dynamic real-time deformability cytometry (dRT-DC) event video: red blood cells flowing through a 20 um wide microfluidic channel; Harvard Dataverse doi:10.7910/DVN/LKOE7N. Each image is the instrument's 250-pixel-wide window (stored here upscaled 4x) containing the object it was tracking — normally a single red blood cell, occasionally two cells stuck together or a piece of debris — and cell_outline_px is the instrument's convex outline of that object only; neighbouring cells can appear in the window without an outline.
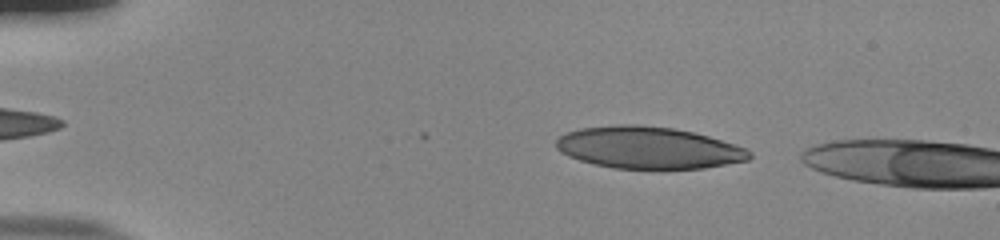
{"species": "human", "species_latin": "Homo sapiens", "temperature_condition": "room temperature", "stored_images_in_passage": 45, "camera_frame_rate_fps": 3000, "um_per_image_px": 0.085, "donor": {"sex": "male"}, "frame": {"image": 1, "passage_image": 3, "time_ms": 0.667, "image_size_px": [1000, 240], "cell_outline_px": [[752, 156], [748, 160], [704, 168], [612, 168], [580, 160], [568, 156], [560, 152], [556, 148], [556, 140], [560, 136], [568, 132], [584, 128], [620, 124], [636, 124], [672, 128], [692, 132], [708, 136], [744, 148], [752, 152]], "centroid_in_image_um": [55.1, 12.55], "position_along_channel_um": 29.9, "area_um2": 46.7}}
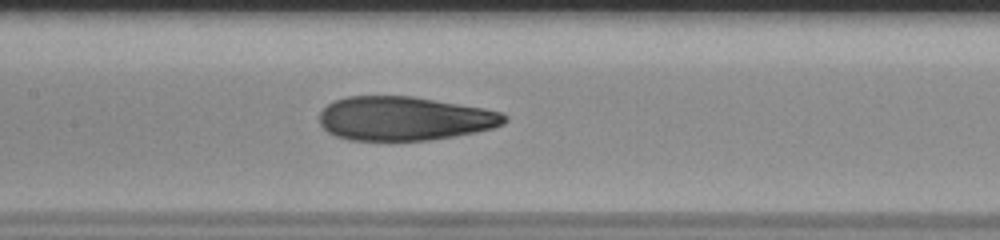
{"frame": {"image": 2, "passage_image": 20, "time_ms": 6.333, "image_size_px": [1000, 240], "cell_outline_px": [[508, 120], [504, 124], [492, 128], [476, 132], [456, 136], [428, 140], [348, 140], [336, 136], [328, 132], [320, 124], [320, 112], [328, 104], [336, 100], [348, 96], [412, 96], [484, 108], [500, 112], [508, 116]], "centroid_in_image_um": [34.39, 10.07], "position_along_channel_um": 173.0, "area_um2": 47.4}}
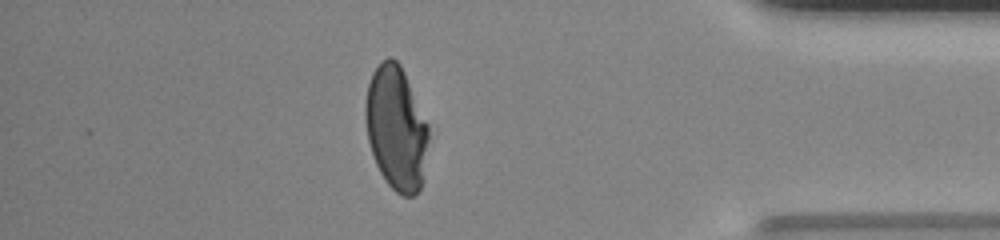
{"frame": {"image": 3, "passage_image": 40, "time_ms": 13.0, "image_size_px": [1000, 240], "cell_outline_px": [[428, 140], [420, 188], [412, 196], [400, 196], [388, 184], [380, 172], [376, 164], [368, 140], [364, 116], [364, 104], [368, 84], [372, 72], [388, 56], [392, 56], [400, 64], [404, 72], [428, 124]], "centroid_in_image_um": [33.65, 10.87], "position_along_channel_um": 401.6, "area_um2": 45.26}}